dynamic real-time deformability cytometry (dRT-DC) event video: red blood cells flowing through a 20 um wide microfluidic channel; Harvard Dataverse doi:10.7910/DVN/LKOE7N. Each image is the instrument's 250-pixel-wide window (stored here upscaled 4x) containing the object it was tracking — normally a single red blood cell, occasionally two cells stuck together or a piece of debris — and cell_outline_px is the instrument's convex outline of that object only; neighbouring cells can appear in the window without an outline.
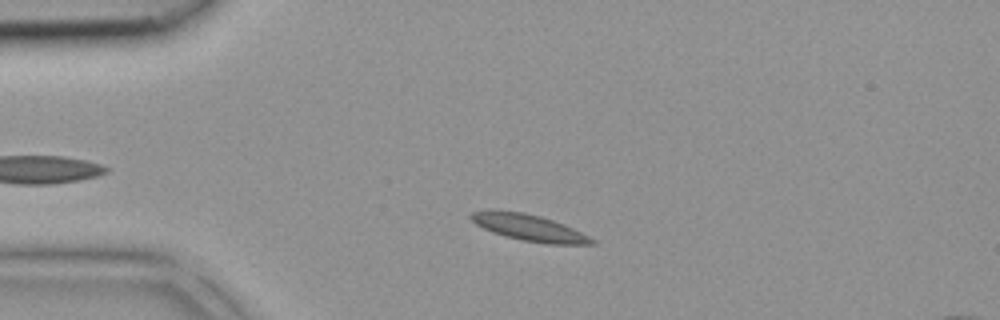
{"species": "common noctule bat (a hibernating species)", "species_latin": "Nyctalus noctula", "temperature_condition": "room temperature", "stored_images_in_passage": 37, "camera_frame_rate_fps": 3000, "um_per_image_px": 0.085, "animal": {"sex": "female", "body_mass_g": 18.4}, "frame": {"image": 1, "passage_image": 5, "time_ms": 1.333, "image_size_px": [1000, 320], "cell_outline_px": [[596, 244], [548, 244], [524, 240], [504, 236], [492, 232], [476, 224], [468, 216], [472, 212], [488, 208], [524, 212], [540, 216], [564, 224], [596, 240]], "centroid_in_image_um": [44.91, 19.32], "position_along_channel_um": 40.1, "area_um2": 18.73}}
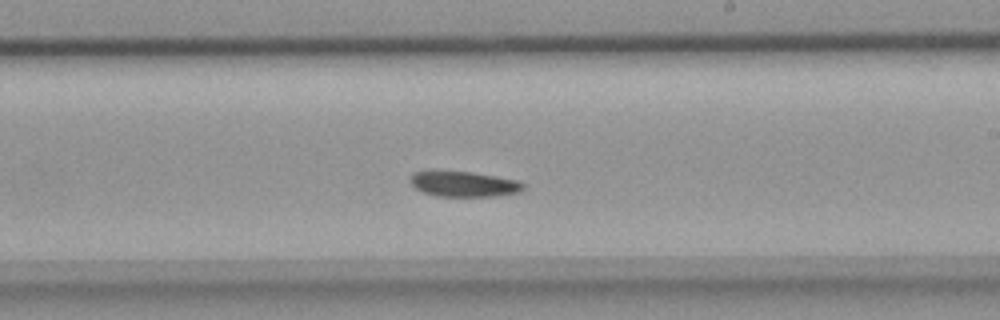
{"frame": {"image": 2, "passage_image": 20, "time_ms": 6.333, "image_size_px": [1000, 320], "cell_outline_px": [[524, 188], [520, 192], [496, 196], [436, 196], [424, 192], [416, 188], [408, 180], [412, 172], [432, 168], [472, 172], [496, 176], [516, 180], [524, 184]], "centroid_in_image_um": [39.33, 15.59], "position_along_channel_um": 249.7, "area_um2": 17.34}}
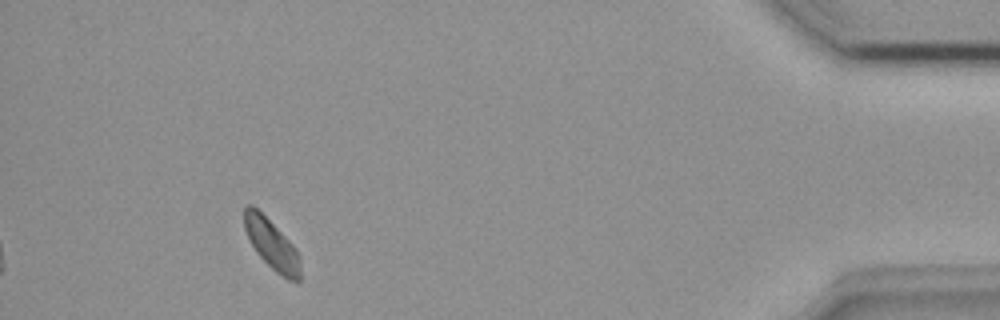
{"frame": {"image": 3, "passage_image": 34, "time_ms": 11.0, "image_size_px": [1000, 320], "cell_outline_px": [[300, 280], [288, 280], [276, 272], [256, 252], [244, 228], [244, 208], [248, 204], [252, 204], [296, 248], [300, 256]], "centroid_in_image_um": [23.1, 20.78], "position_along_channel_um": 412.1, "area_um2": 15.9}}